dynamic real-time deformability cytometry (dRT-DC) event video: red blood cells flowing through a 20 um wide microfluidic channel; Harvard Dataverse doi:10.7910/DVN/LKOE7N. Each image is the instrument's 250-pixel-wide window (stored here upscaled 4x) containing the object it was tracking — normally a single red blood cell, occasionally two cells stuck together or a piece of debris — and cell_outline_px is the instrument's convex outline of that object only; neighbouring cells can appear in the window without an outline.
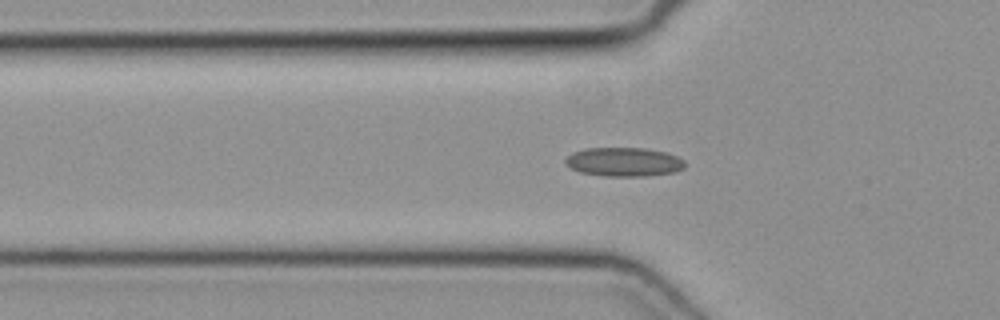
{"species": "common noctule bat (a hibernating species)", "species_latin": "Nyctalus noctula", "temperature_condition": "cold", "stored_images_in_passage": 44, "camera_frame_rate_fps": 3000, "um_per_image_px": 0.085, "animal": {"sex": "female", "body_mass_g": 19.3, "forearm_length_mm": 54.1}, "frame": {"image": 1, "passage_image": 16, "time_ms": 5.0, "image_size_px": [1000, 320], "cell_outline_px": [[684, 168], [676, 172], [644, 176], [604, 176], [580, 172], [564, 164], [564, 160], [572, 152], [584, 148], [644, 148], [664, 152], [676, 156], [684, 160]], "centroid_in_image_um": [53.0, 13.76], "position_along_channel_um": 72.8, "area_um2": 20.17}}
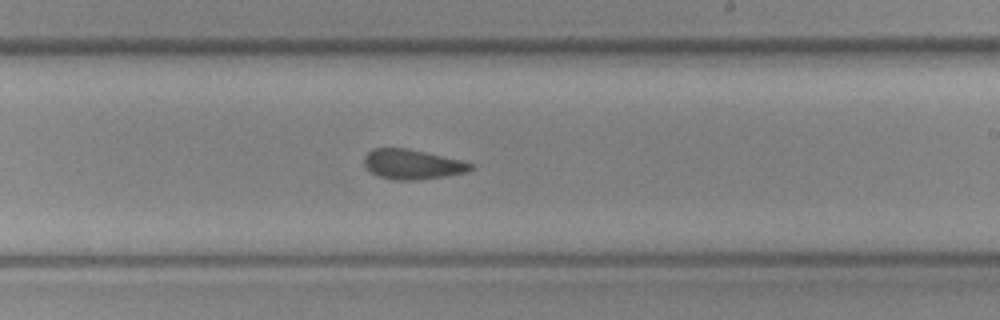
{"frame": {"image": 2, "passage_image": 29, "time_ms": 9.333, "image_size_px": [1000, 320], "cell_outline_px": [[476, 168], [468, 172], [444, 176], [416, 180], [392, 180], [380, 176], [372, 172], [364, 164], [364, 156], [372, 148], [408, 148], [460, 160], [472, 164]], "centroid_in_image_um": [35.05, 13.96], "position_along_channel_um": 253.9, "area_um2": 18.44}}
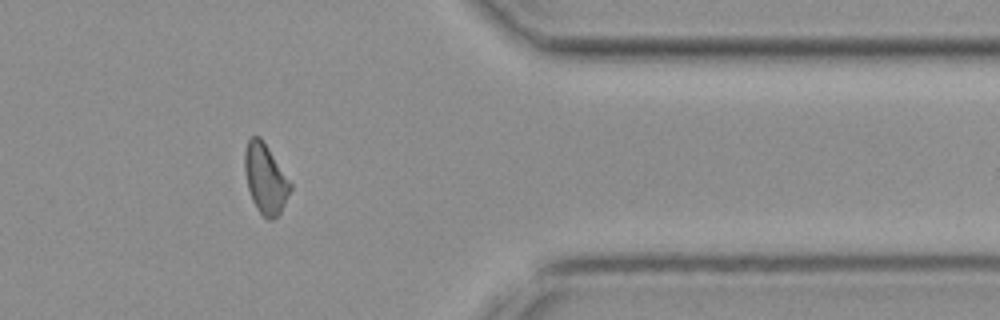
{"frame": {"image": 3, "passage_image": 40, "time_ms": 13.0, "image_size_px": [1000, 320], "cell_outline_px": [[292, 188], [280, 212], [272, 220], [268, 220], [256, 208], [252, 200], [248, 188], [244, 168], [244, 148], [248, 140], [252, 136], [260, 136], [292, 184]], "centroid_in_image_um": [22.54, 15.18], "position_along_channel_um": 388.9, "area_um2": 18.38}}